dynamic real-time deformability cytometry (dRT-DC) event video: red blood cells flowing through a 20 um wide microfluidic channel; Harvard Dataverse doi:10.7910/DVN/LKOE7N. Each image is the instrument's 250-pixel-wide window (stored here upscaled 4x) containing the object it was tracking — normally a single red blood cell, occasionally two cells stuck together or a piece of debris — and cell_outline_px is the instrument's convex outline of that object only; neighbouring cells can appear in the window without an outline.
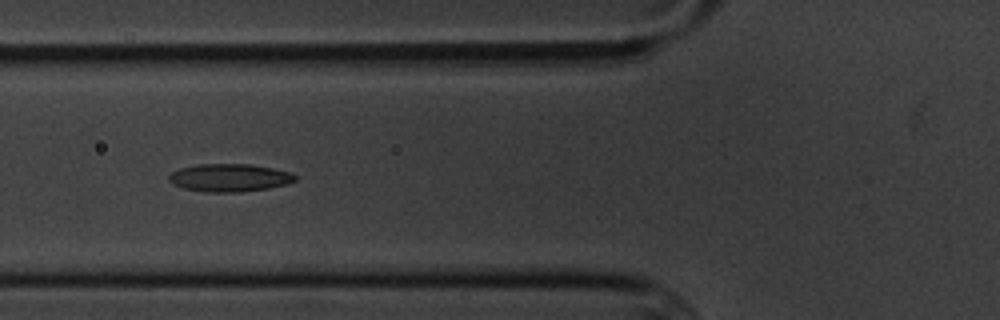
{"species": "common noctule bat (a hibernating species)", "species_latin": "Nyctalus noctula", "temperature_condition": "cold", "stored_images_in_passage": 7, "camera_frame_rate_fps": 3000, "um_per_image_px": 0.085, "animal": {"sex": "male", "body_mass_g": 20.1, "forearm_length_mm": 53.5}, "frame": {"image": 1, "passage_image": 3, "time_ms": 2.333, "image_size_px": [1000, 320], "cell_outline_px": [[296, 180], [288, 184], [268, 188], [240, 192], [204, 192], [184, 188], [172, 184], [168, 180], [168, 176], [172, 172], [180, 168], [196, 164], [252, 164], [272, 168], [288, 172], [296, 176]], "centroid_in_image_um": [19.48, 15.11], "position_along_channel_um": 106.3, "area_um2": 20.52}}
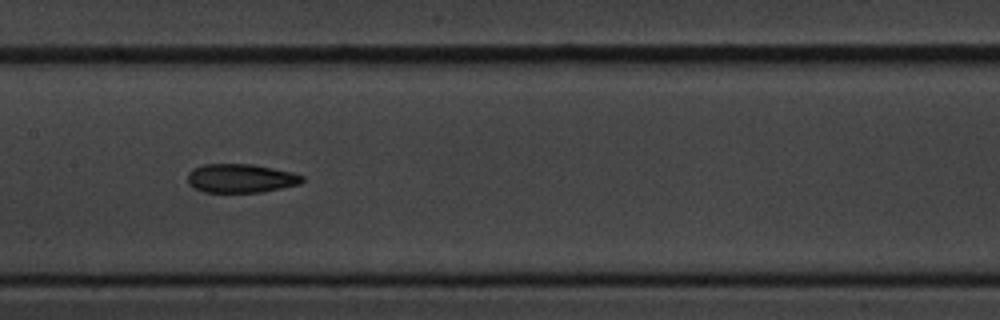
{"frame": {"image": 2, "passage_image": 5, "time_ms": 4.667, "image_size_px": [1000, 320], "cell_outline_px": [[304, 180], [300, 184], [260, 192], [204, 192], [188, 184], [188, 172], [192, 168], [204, 164], [252, 164], [292, 172], [304, 176]], "centroid_in_image_um": [20.45, 15.15], "position_along_channel_um": 186.9, "area_um2": 19.19}}
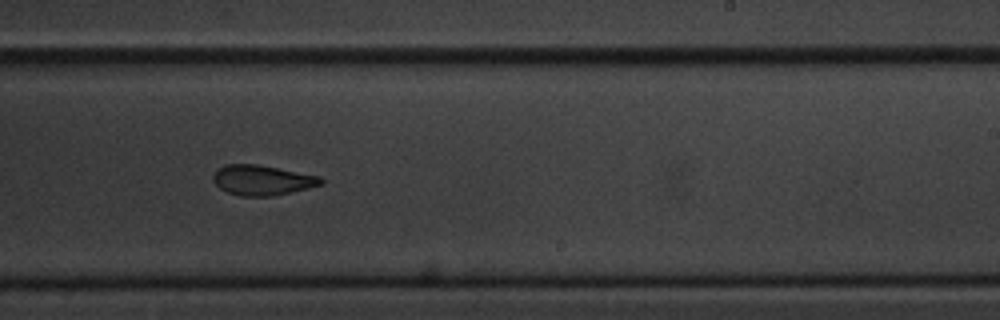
{"frame": {"image": 3, "passage_image": 7, "time_ms": 7.0, "image_size_px": [1000, 320], "cell_outline_px": [[324, 184], [308, 188], [272, 196], [240, 196], [228, 192], [220, 188], [212, 180], [212, 176], [216, 168], [224, 164], [256, 164], [320, 176], [324, 180]], "centroid_in_image_um": [22.26, 15.3], "position_along_channel_um": 266.7, "area_um2": 18.96}}